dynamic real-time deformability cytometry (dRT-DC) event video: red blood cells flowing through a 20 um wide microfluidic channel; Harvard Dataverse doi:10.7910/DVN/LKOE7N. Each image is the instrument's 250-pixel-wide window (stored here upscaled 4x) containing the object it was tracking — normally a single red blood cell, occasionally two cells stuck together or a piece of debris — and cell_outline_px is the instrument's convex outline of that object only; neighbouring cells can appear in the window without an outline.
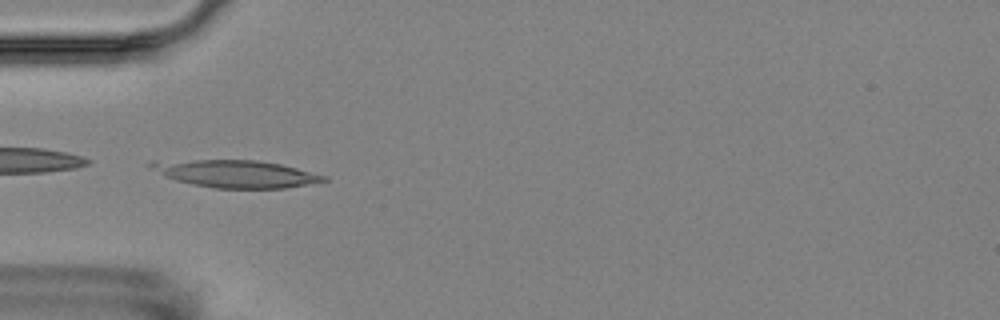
{"species": "Egyptian fruit bat (a non-hibernating species)", "species_latin": "Rousettus aegyptiacus", "temperature_condition": "room temperature", "stored_images_in_passage": 5, "camera_frame_rate_fps": 3000, "um_per_image_px": 0.085, "animal": {"sex": "female"}, "frame": {"image": 1, "passage_image": 4, "time_ms": 4.333, "image_size_px": [1000, 320], "cell_outline_px": [[328, 180], [284, 188], [216, 188], [192, 184], [176, 180], [164, 176], [148, 168], [144, 164], [152, 160], [256, 160], [280, 164], [328, 176]], "centroid_in_image_um": [19.94, 14.75], "position_along_channel_um": 65.1, "area_um2": 27.63}}